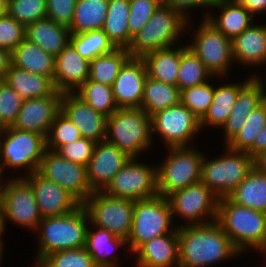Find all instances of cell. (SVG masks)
<instances>
[{"instance_id": "obj_1", "label": "cell", "mask_w": 266, "mask_h": 267, "mask_svg": "<svg viewBox=\"0 0 266 267\" xmlns=\"http://www.w3.org/2000/svg\"><path fill=\"white\" fill-rule=\"evenodd\" d=\"M177 227L179 267H208L241 253L216 221Z\"/></svg>"}, {"instance_id": "obj_2", "label": "cell", "mask_w": 266, "mask_h": 267, "mask_svg": "<svg viewBox=\"0 0 266 267\" xmlns=\"http://www.w3.org/2000/svg\"><path fill=\"white\" fill-rule=\"evenodd\" d=\"M216 222L240 252L250 247L266 258V213L222 197L218 199Z\"/></svg>"}, {"instance_id": "obj_3", "label": "cell", "mask_w": 266, "mask_h": 267, "mask_svg": "<svg viewBox=\"0 0 266 267\" xmlns=\"http://www.w3.org/2000/svg\"><path fill=\"white\" fill-rule=\"evenodd\" d=\"M87 221L89 217L82 204L66 215L42 218L37 227L41 231L36 262L57 251L85 247Z\"/></svg>"}, {"instance_id": "obj_4", "label": "cell", "mask_w": 266, "mask_h": 267, "mask_svg": "<svg viewBox=\"0 0 266 267\" xmlns=\"http://www.w3.org/2000/svg\"><path fill=\"white\" fill-rule=\"evenodd\" d=\"M188 23L180 12L160 4L149 21L132 36L127 51L131 57L142 58L148 52L176 46Z\"/></svg>"}, {"instance_id": "obj_5", "label": "cell", "mask_w": 266, "mask_h": 267, "mask_svg": "<svg viewBox=\"0 0 266 267\" xmlns=\"http://www.w3.org/2000/svg\"><path fill=\"white\" fill-rule=\"evenodd\" d=\"M105 140L137 158L152 143L151 117L142 108H118L107 118Z\"/></svg>"}, {"instance_id": "obj_6", "label": "cell", "mask_w": 266, "mask_h": 267, "mask_svg": "<svg viewBox=\"0 0 266 267\" xmlns=\"http://www.w3.org/2000/svg\"><path fill=\"white\" fill-rule=\"evenodd\" d=\"M172 222V209L166 197L157 195L135 201L132 230L127 239L131 252L134 254L153 238L174 232L177 227L173 228Z\"/></svg>"}, {"instance_id": "obj_7", "label": "cell", "mask_w": 266, "mask_h": 267, "mask_svg": "<svg viewBox=\"0 0 266 267\" xmlns=\"http://www.w3.org/2000/svg\"><path fill=\"white\" fill-rule=\"evenodd\" d=\"M220 158L202 159L201 182L218 197H227L255 166V159L247 152L236 151L226 146Z\"/></svg>"}, {"instance_id": "obj_8", "label": "cell", "mask_w": 266, "mask_h": 267, "mask_svg": "<svg viewBox=\"0 0 266 267\" xmlns=\"http://www.w3.org/2000/svg\"><path fill=\"white\" fill-rule=\"evenodd\" d=\"M168 149V157L157 167L158 192L166 198L177 190L200 182L204 157L193 146Z\"/></svg>"}, {"instance_id": "obj_9", "label": "cell", "mask_w": 266, "mask_h": 267, "mask_svg": "<svg viewBox=\"0 0 266 267\" xmlns=\"http://www.w3.org/2000/svg\"><path fill=\"white\" fill-rule=\"evenodd\" d=\"M46 150L44 135L17 130L12 126L7 127L0 136L1 170L3 172L6 166L15 169L25 168L30 175L38 171Z\"/></svg>"}, {"instance_id": "obj_10", "label": "cell", "mask_w": 266, "mask_h": 267, "mask_svg": "<svg viewBox=\"0 0 266 267\" xmlns=\"http://www.w3.org/2000/svg\"><path fill=\"white\" fill-rule=\"evenodd\" d=\"M93 227L107 229L115 236L128 239L132 230L135 201L95 191L82 204Z\"/></svg>"}, {"instance_id": "obj_11", "label": "cell", "mask_w": 266, "mask_h": 267, "mask_svg": "<svg viewBox=\"0 0 266 267\" xmlns=\"http://www.w3.org/2000/svg\"><path fill=\"white\" fill-rule=\"evenodd\" d=\"M136 160L130 158L102 191L112 197L134 201L159 195L157 166L154 168Z\"/></svg>"}, {"instance_id": "obj_12", "label": "cell", "mask_w": 266, "mask_h": 267, "mask_svg": "<svg viewBox=\"0 0 266 267\" xmlns=\"http://www.w3.org/2000/svg\"><path fill=\"white\" fill-rule=\"evenodd\" d=\"M197 28L193 35L194 41L187 47L203 62L212 76H226L232 62L235 63L232 40L205 18Z\"/></svg>"}, {"instance_id": "obj_13", "label": "cell", "mask_w": 266, "mask_h": 267, "mask_svg": "<svg viewBox=\"0 0 266 267\" xmlns=\"http://www.w3.org/2000/svg\"><path fill=\"white\" fill-rule=\"evenodd\" d=\"M167 199L173 220L177 215L188 221L184 225H202L217 219L219 198L201 181L173 192ZM206 215L210 217L209 220L204 219Z\"/></svg>"}, {"instance_id": "obj_14", "label": "cell", "mask_w": 266, "mask_h": 267, "mask_svg": "<svg viewBox=\"0 0 266 267\" xmlns=\"http://www.w3.org/2000/svg\"><path fill=\"white\" fill-rule=\"evenodd\" d=\"M2 186L1 208L7 219L17 225L37 230L42 216L31 184L24 178L7 179Z\"/></svg>"}, {"instance_id": "obj_15", "label": "cell", "mask_w": 266, "mask_h": 267, "mask_svg": "<svg viewBox=\"0 0 266 267\" xmlns=\"http://www.w3.org/2000/svg\"><path fill=\"white\" fill-rule=\"evenodd\" d=\"M151 127L152 134L158 133L167 148L187 147L192 137L201 132L200 118L181 103L153 114Z\"/></svg>"}, {"instance_id": "obj_16", "label": "cell", "mask_w": 266, "mask_h": 267, "mask_svg": "<svg viewBox=\"0 0 266 267\" xmlns=\"http://www.w3.org/2000/svg\"><path fill=\"white\" fill-rule=\"evenodd\" d=\"M38 172L59 184L81 204L95 192L89 184L86 166L62 158L56 151H45Z\"/></svg>"}, {"instance_id": "obj_17", "label": "cell", "mask_w": 266, "mask_h": 267, "mask_svg": "<svg viewBox=\"0 0 266 267\" xmlns=\"http://www.w3.org/2000/svg\"><path fill=\"white\" fill-rule=\"evenodd\" d=\"M32 186L42 218L58 217L76 210L81 203L59 184L38 171L24 177Z\"/></svg>"}, {"instance_id": "obj_18", "label": "cell", "mask_w": 266, "mask_h": 267, "mask_svg": "<svg viewBox=\"0 0 266 267\" xmlns=\"http://www.w3.org/2000/svg\"><path fill=\"white\" fill-rule=\"evenodd\" d=\"M62 95V92L55 90L47 97L24 100L12 127L46 137L55 117L61 111Z\"/></svg>"}, {"instance_id": "obj_19", "label": "cell", "mask_w": 266, "mask_h": 267, "mask_svg": "<svg viewBox=\"0 0 266 267\" xmlns=\"http://www.w3.org/2000/svg\"><path fill=\"white\" fill-rule=\"evenodd\" d=\"M61 112L77 126L82 137L95 143L105 140L108 116L94 110L75 92L63 93Z\"/></svg>"}, {"instance_id": "obj_20", "label": "cell", "mask_w": 266, "mask_h": 267, "mask_svg": "<svg viewBox=\"0 0 266 267\" xmlns=\"http://www.w3.org/2000/svg\"><path fill=\"white\" fill-rule=\"evenodd\" d=\"M146 77L147 68L142 58L131 57L124 64L112 84L118 108H141Z\"/></svg>"}, {"instance_id": "obj_21", "label": "cell", "mask_w": 266, "mask_h": 267, "mask_svg": "<svg viewBox=\"0 0 266 267\" xmlns=\"http://www.w3.org/2000/svg\"><path fill=\"white\" fill-rule=\"evenodd\" d=\"M129 159L122 150L106 140L96 143L86 166L91 188L102 191Z\"/></svg>"}, {"instance_id": "obj_22", "label": "cell", "mask_w": 266, "mask_h": 267, "mask_svg": "<svg viewBox=\"0 0 266 267\" xmlns=\"http://www.w3.org/2000/svg\"><path fill=\"white\" fill-rule=\"evenodd\" d=\"M90 61L81 57L69 43L55 57L53 84L56 90L75 92L89 79Z\"/></svg>"}, {"instance_id": "obj_23", "label": "cell", "mask_w": 266, "mask_h": 267, "mask_svg": "<svg viewBox=\"0 0 266 267\" xmlns=\"http://www.w3.org/2000/svg\"><path fill=\"white\" fill-rule=\"evenodd\" d=\"M134 254L137 267H179V239L177 229L144 243Z\"/></svg>"}, {"instance_id": "obj_24", "label": "cell", "mask_w": 266, "mask_h": 267, "mask_svg": "<svg viewBox=\"0 0 266 267\" xmlns=\"http://www.w3.org/2000/svg\"><path fill=\"white\" fill-rule=\"evenodd\" d=\"M211 7L222 11L217 17L208 13L205 19L231 40L253 24L254 16L237 0H212Z\"/></svg>"}, {"instance_id": "obj_25", "label": "cell", "mask_w": 266, "mask_h": 267, "mask_svg": "<svg viewBox=\"0 0 266 267\" xmlns=\"http://www.w3.org/2000/svg\"><path fill=\"white\" fill-rule=\"evenodd\" d=\"M234 61L248 66L266 62V25H251L232 40Z\"/></svg>"}, {"instance_id": "obj_26", "label": "cell", "mask_w": 266, "mask_h": 267, "mask_svg": "<svg viewBox=\"0 0 266 267\" xmlns=\"http://www.w3.org/2000/svg\"><path fill=\"white\" fill-rule=\"evenodd\" d=\"M70 36L68 27L53 22L47 17L26 26L25 39L37 44L54 57L70 43Z\"/></svg>"}, {"instance_id": "obj_27", "label": "cell", "mask_w": 266, "mask_h": 267, "mask_svg": "<svg viewBox=\"0 0 266 267\" xmlns=\"http://www.w3.org/2000/svg\"><path fill=\"white\" fill-rule=\"evenodd\" d=\"M264 102L259 85L251 79L240 91L230 115L223 124L227 144L243 127L249 114Z\"/></svg>"}, {"instance_id": "obj_28", "label": "cell", "mask_w": 266, "mask_h": 267, "mask_svg": "<svg viewBox=\"0 0 266 267\" xmlns=\"http://www.w3.org/2000/svg\"><path fill=\"white\" fill-rule=\"evenodd\" d=\"M187 48V45H177L145 54L142 59L146 64L147 76L177 86L181 54Z\"/></svg>"}, {"instance_id": "obj_29", "label": "cell", "mask_w": 266, "mask_h": 267, "mask_svg": "<svg viewBox=\"0 0 266 267\" xmlns=\"http://www.w3.org/2000/svg\"><path fill=\"white\" fill-rule=\"evenodd\" d=\"M12 65L31 73L49 77L53 81L55 57L37 44L24 39L11 52Z\"/></svg>"}, {"instance_id": "obj_30", "label": "cell", "mask_w": 266, "mask_h": 267, "mask_svg": "<svg viewBox=\"0 0 266 267\" xmlns=\"http://www.w3.org/2000/svg\"><path fill=\"white\" fill-rule=\"evenodd\" d=\"M252 79H248L241 83H226L218 88H214L213 101L209 106L208 111L200 119L201 130L204 126L221 128L226 122L234 104L236 103L239 91Z\"/></svg>"}, {"instance_id": "obj_31", "label": "cell", "mask_w": 266, "mask_h": 267, "mask_svg": "<svg viewBox=\"0 0 266 267\" xmlns=\"http://www.w3.org/2000/svg\"><path fill=\"white\" fill-rule=\"evenodd\" d=\"M227 198L235 204L266 213V174L254 166Z\"/></svg>"}, {"instance_id": "obj_32", "label": "cell", "mask_w": 266, "mask_h": 267, "mask_svg": "<svg viewBox=\"0 0 266 267\" xmlns=\"http://www.w3.org/2000/svg\"><path fill=\"white\" fill-rule=\"evenodd\" d=\"M3 81L24 100L47 97L56 90L49 77L31 73L13 65L10 66Z\"/></svg>"}, {"instance_id": "obj_33", "label": "cell", "mask_w": 266, "mask_h": 267, "mask_svg": "<svg viewBox=\"0 0 266 267\" xmlns=\"http://www.w3.org/2000/svg\"><path fill=\"white\" fill-rule=\"evenodd\" d=\"M97 229V230H96ZM127 240L115 236L107 229L96 227L95 231L88 228L86 234L85 249L90 253L98 267H117V257H112L111 248L124 247Z\"/></svg>"}, {"instance_id": "obj_34", "label": "cell", "mask_w": 266, "mask_h": 267, "mask_svg": "<svg viewBox=\"0 0 266 267\" xmlns=\"http://www.w3.org/2000/svg\"><path fill=\"white\" fill-rule=\"evenodd\" d=\"M181 90L172 84L146 77L141 108L151 117L167 107L180 104Z\"/></svg>"}, {"instance_id": "obj_35", "label": "cell", "mask_w": 266, "mask_h": 267, "mask_svg": "<svg viewBox=\"0 0 266 267\" xmlns=\"http://www.w3.org/2000/svg\"><path fill=\"white\" fill-rule=\"evenodd\" d=\"M109 0H77L70 32L100 30L105 23Z\"/></svg>"}, {"instance_id": "obj_36", "label": "cell", "mask_w": 266, "mask_h": 267, "mask_svg": "<svg viewBox=\"0 0 266 267\" xmlns=\"http://www.w3.org/2000/svg\"><path fill=\"white\" fill-rule=\"evenodd\" d=\"M129 0H109L105 23L102 30L116 48L129 46Z\"/></svg>"}, {"instance_id": "obj_37", "label": "cell", "mask_w": 266, "mask_h": 267, "mask_svg": "<svg viewBox=\"0 0 266 267\" xmlns=\"http://www.w3.org/2000/svg\"><path fill=\"white\" fill-rule=\"evenodd\" d=\"M130 58L126 48H116L109 54L95 57L90 61L89 80L112 86L121 68Z\"/></svg>"}, {"instance_id": "obj_38", "label": "cell", "mask_w": 266, "mask_h": 267, "mask_svg": "<svg viewBox=\"0 0 266 267\" xmlns=\"http://www.w3.org/2000/svg\"><path fill=\"white\" fill-rule=\"evenodd\" d=\"M70 44L81 57L88 61H92L95 57L109 54L116 49L102 29L79 34L71 33Z\"/></svg>"}, {"instance_id": "obj_39", "label": "cell", "mask_w": 266, "mask_h": 267, "mask_svg": "<svg viewBox=\"0 0 266 267\" xmlns=\"http://www.w3.org/2000/svg\"><path fill=\"white\" fill-rule=\"evenodd\" d=\"M265 125L266 101L249 114L245 119L242 129L225 146L236 151L247 152L253 157L254 139Z\"/></svg>"}, {"instance_id": "obj_40", "label": "cell", "mask_w": 266, "mask_h": 267, "mask_svg": "<svg viewBox=\"0 0 266 267\" xmlns=\"http://www.w3.org/2000/svg\"><path fill=\"white\" fill-rule=\"evenodd\" d=\"M75 93L94 110L106 116H110L118 109L114 101L112 86H107L88 79Z\"/></svg>"}, {"instance_id": "obj_41", "label": "cell", "mask_w": 266, "mask_h": 267, "mask_svg": "<svg viewBox=\"0 0 266 267\" xmlns=\"http://www.w3.org/2000/svg\"><path fill=\"white\" fill-rule=\"evenodd\" d=\"M212 77L203 62L189 48L181 54L177 80L180 90L203 84Z\"/></svg>"}, {"instance_id": "obj_42", "label": "cell", "mask_w": 266, "mask_h": 267, "mask_svg": "<svg viewBox=\"0 0 266 267\" xmlns=\"http://www.w3.org/2000/svg\"><path fill=\"white\" fill-rule=\"evenodd\" d=\"M82 138L77 126L61 111L55 117L46 136L48 150L56 151L61 145L75 142Z\"/></svg>"}, {"instance_id": "obj_43", "label": "cell", "mask_w": 266, "mask_h": 267, "mask_svg": "<svg viewBox=\"0 0 266 267\" xmlns=\"http://www.w3.org/2000/svg\"><path fill=\"white\" fill-rule=\"evenodd\" d=\"M214 87L207 82L181 90L180 103L202 118L213 101Z\"/></svg>"}, {"instance_id": "obj_44", "label": "cell", "mask_w": 266, "mask_h": 267, "mask_svg": "<svg viewBox=\"0 0 266 267\" xmlns=\"http://www.w3.org/2000/svg\"><path fill=\"white\" fill-rule=\"evenodd\" d=\"M7 13L26 27L47 17L46 0H8Z\"/></svg>"}, {"instance_id": "obj_45", "label": "cell", "mask_w": 266, "mask_h": 267, "mask_svg": "<svg viewBox=\"0 0 266 267\" xmlns=\"http://www.w3.org/2000/svg\"><path fill=\"white\" fill-rule=\"evenodd\" d=\"M40 263L45 267H98L85 247L54 252Z\"/></svg>"}, {"instance_id": "obj_46", "label": "cell", "mask_w": 266, "mask_h": 267, "mask_svg": "<svg viewBox=\"0 0 266 267\" xmlns=\"http://www.w3.org/2000/svg\"><path fill=\"white\" fill-rule=\"evenodd\" d=\"M24 99L5 81H0V119L6 127L17 120Z\"/></svg>"}, {"instance_id": "obj_47", "label": "cell", "mask_w": 266, "mask_h": 267, "mask_svg": "<svg viewBox=\"0 0 266 267\" xmlns=\"http://www.w3.org/2000/svg\"><path fill=\"white\" fill-rule=\"evenodd\" d=\"M129 2L128 27L130 44L132 36L149 21L160 3L156 0H129Z\"/></svg>"}, {"instance_id": "obj_48", "label": "cell", "mask_w": 266, "mask_h": 267, "mask_svg": "<svg viewBox=\"0 0 266 267\" xmlns=\"http://www.w3.org/2000/svg\"><path fill=\"white\" fill-rule=\"evenodd\" d=\"M26 27L8 13L0 17V47L13 51L25 39Z\"/></svg>"}, {"instance_id": "obj_49", "label": "cell", "mask_w": 266, "mask_h": 267, "mask_svg": "<svg viewBox=\"0 0 266 267\" xmlns=\"http://www.w3.org/2000/svg\"><path fill=\"white\" fill-rule=\"evenodd\" d=\"M95 144L94 141L82 137L75 142L61 145L56 152L62 158L87 166L92 157Z\"/></svg>"}, {"instance_id": "obj_50", "label": "cell", "mask_w": 266, "mask_h": 267, "mask_svg": "<svg viewBox=\"0 0 266 267\" xmlns=\"http://www.w3.org/2000/svg\"><path fill=\"white\" fill-rule=\"evenodd\" d=\"M77 0H46L47 18L70 27Z\"/></svg>"}, {"instance_id": "obj_51", "label": "cell", "mask_w": 266, "mask_h": 267, "mask_svg": "<svg viewBox=\"0 0 266 267\" xmlns=\"http://www.w3.org/2000/svg\"><path fill=\"white\" fill-rule=\"evenodd\" d=\"M212 3V0H167L166 4L167 6L175 9L176 11L180 12L185 18L188 20L190 19L188 16V12H186V9H193L197 7H210ZM189 8V9H188Z\"/></svg>"}, {"instance_id": "obj_52", "label": "cell", "mask_w": 266, "mask_h": 267, "mask_svg": "<svg viewBox=\"0 0 266 267\" xmlns=\"http://www.w3.org/2000/svg\"><path fill=\"white\" fill-rule=\"evenodd\" d=\"M253 16L266 11V0H237Z\"/></svg>"}, {"instance_id": "obj_53", "label": "cell", "mask_w": 266, "mask_h": 267, "mask_svg": "<svg viewBox=\"0 0 266 267\" xmlns=\"http://www.w3.org/2000/svg\"><path fill=\"white\" fill-rule=\"evenodd\" d=\"M11 65V51L0 47V81L4 80Z\"/></svg>"}, {"instance_id": "obj_54", "label": "cell", "mask_w": 266, "mask_h": 267, "mask_svg": "<svg viewBox=\"0 0 266 267\" xmlns=\"http://www.w3.org/2000/svg\"><path fill=\"white\" fill-rule=\"evenodd\" d=\"M266 150V125L265 127L256 135L253 142V158L255 159L263 151Z\"/></svg>"}, {"instance_id": "obj_55", "label": "cell", "mask_w": 266, "mask_h": 267, "mask_svg": "<svg viewBox=\"0 0 266 267\" xmlns=\"http://www.w3.org/2000/svg\"><path fill=\"white\" fill-rule=\"evenodd\" d=\"M255 166L266 174V150L255 158Z\"/></svg>"}, {"instance_id": "obj_56", "label": "cell", "mask_w": 266, "mask_h": 267, "mask_svg": "<svg viewBox=\"0 0 266 267\" xmlns=\"http://www.w3.org/2000/svg\"><path fill=\"white\" fill-rule=\"evenodd\" d=\"M264 64H266V62L265 63H263V65ZM252 77V79L259 85V87L261 88V90H262V93H263V99H264V101H266V91H265V86L263 85V82L261 81V79L260 78H258L256 75H252L251 76Z\"/></svg>"}, {"instance_id": "obj_57", "label": "cell", "mask_w": 266, "mask_h": 267, "mask_svg": "<svg viewBox=\"0 0 266 267\" xmlns=\"http://www.w3.org/2000/svg\"><path fill=\"white\" fill-rule=\"evenodd\" d=\"M4 229H5V223H4L3 211H2V208L0 206V242H3L2 234L4 232Z\"/></svg>"}, {"instance_id": "obj_58", "label": "cell", "mask_w": 266, "mask_h": 267, "mask_svg": "<svg viewBox=\"0 0 266 267\" xmlns=\"http://www.w3.org/2000/svg\"><path fill=\"white\" fill-rule=\"evenodd\" d=\"M8 0H0V17L7 14Z\"/></svg>"}, {"instance_id": "obj_59", "label": "cell", "mask_w": 266, "mask_h": 267, "mask_svg": "<svg viewBox=\"0 0 266 267\" xmlns=\"http://www.w3.org/2000/svg\"><path fill=\"white\" fill-rule=\"evenodd\" d=\"M6 128L7 127L4 125V123L0 119V134H2L6 130Z\"/></svg>"}, {"instance_id": "obj_60", "label": "cell", "mask_w": 266, "mask_h": 267, "mask_svg": "<svg viewBox=\"0 0 266 267\" xmlns=\"http://www.w3.org/2000/svg\"><path fill=\"white\" fill-rule=\"evenodd\" d=\"M1 177H2V176H1V174H0V206H1V197H2V186H3V183H2V182L4 181V180L1 179ZM1 180H2V181H1Z\"/></svg>"}, {"instance_id": "obj_61", "label": "cell", "mask_w": 266, "mask_h": 267, "mask_svg": "<svg viewBox=\"0 0 266 267\" xmlns=\"http://www.w3.org/2000/svg\"><path fill=\"white\" fill-rule=\"evenodd\" d=\"M2 245H3V242H0V265H1V260H2V253H3V250H4Z\"/></svg>"}, {"instance_id": "obj_62", "label": "cell", "mask_w": 266, "mask_h": 267, "mask_svg": "<svg viewBox=\"0 0 266 267\" xmlns=\"http://www.w3.org/2000/svg\"><path fill=\"white\" fill-rule=\"evenodd\" d=\"M160 4H166L167 0H156Z\"/></svg>"}, {"instance_id": "obj_63", "label": "cell", "mask_w": 266, "mask_h": 267, "mask_svg": "<svg viewBox=\"0 0 266 267\" xmlns=\"http://www.w3.org/2000/svg\"><path fill=\"white\" fill-rule=\"evenodd\" d=\"M35 267H45V266H43L40 262H36Z\"/></svg>"}, {"instance_id": "obj_64", "label": "cell", "mask_w": 266, "mask_h": 267, "mask_svg": "<svg viewBox=\"0 0 266 267\" xmlns=\"http://www.w3.org/2000/svg\"><path fill=\"white\" fill-rule=\"evenodd\" d=\"M0 136H1V134H0ZM0 174H2V170H1V163H0Z\"/></svg>"}]
</instances>
